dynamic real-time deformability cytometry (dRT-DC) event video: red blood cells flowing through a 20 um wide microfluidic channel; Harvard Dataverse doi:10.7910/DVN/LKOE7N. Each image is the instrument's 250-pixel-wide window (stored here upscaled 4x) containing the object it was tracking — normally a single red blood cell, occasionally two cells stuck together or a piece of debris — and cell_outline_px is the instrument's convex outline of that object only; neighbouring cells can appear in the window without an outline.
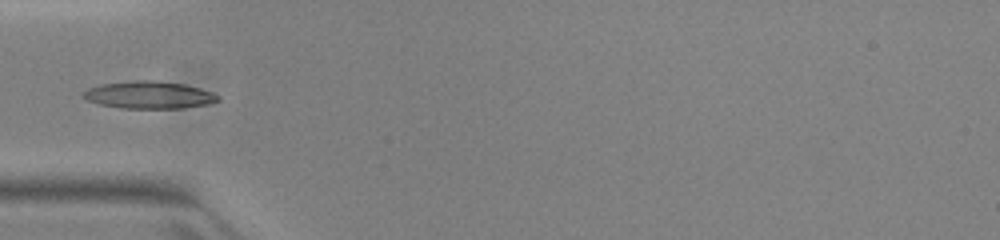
{"species": "common noctule bat (a hibernating species)", "species_latin": "Nyctalus noctula", "temperature_condition": "warm", "stored_images_in_passage": 36, "camera_frame_rate_fps": 3000, "um_per_image_px": 0.085, "animal": {"sex": "female", "body_mass_g": 23.0, "forearm_length_mm": 53.4}, "frame": {"image": 1, "passage_image": 1, "time_ms": 0.0, "image_size_px": [1000, 240], "cell_outline_px": [[220, 100], [208, 104], [184, 108], [120, 108], [100, 104], [88, 100], [80, 96], [80, 92], [88, 88], [100, 84], [132, 80], [156, 80], [184, 84], [200, 88], [212, 92], [220, 96]], "centroid_in_image_um": [12.64, 8.06], "position_along_channel_um": 72.4, "area_um2": 21.73}}
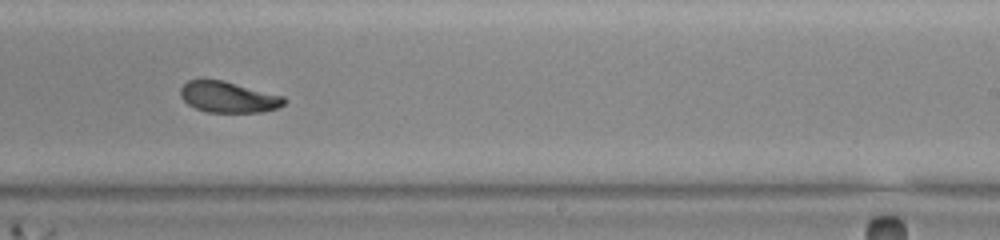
{"frame": {"image": 2, "passage_image": 16, "time_ms": 5.0, "image_size_px": [1000, 240], "cell_outline_px": [[288, 100], [284, 104], [276, 108], [260, 112], [208, 112], [196, 108], [188, 104], [180, 96], [180, 88], [188, 80], [220, 80], [284, 96]], "centroid_in_image_um": [19.4, 8.26], "position_along_channel_um": 269.6, "area_um2": 18.44}}
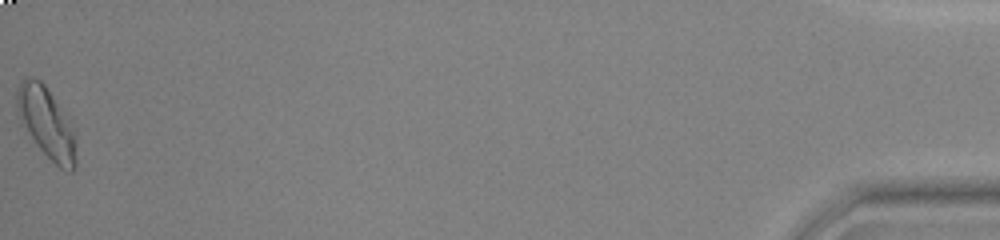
{"frame": {"image": 3, "passage_image": 36, "time_ms": 11.667, "image_size_px": [1000, 240], "cell_outline_px": [[76, 168], [72, 172], [68, 172], [60, 168], [36, 144], [16, 108], [16, 92], [20, 80], [40, 80], [44, 84], [72, 120], [76, 136]], "centroid_in_image_um": [4.04, 10.47], "position_along_channel_um": 431.2, "area_um2": 24.22}}